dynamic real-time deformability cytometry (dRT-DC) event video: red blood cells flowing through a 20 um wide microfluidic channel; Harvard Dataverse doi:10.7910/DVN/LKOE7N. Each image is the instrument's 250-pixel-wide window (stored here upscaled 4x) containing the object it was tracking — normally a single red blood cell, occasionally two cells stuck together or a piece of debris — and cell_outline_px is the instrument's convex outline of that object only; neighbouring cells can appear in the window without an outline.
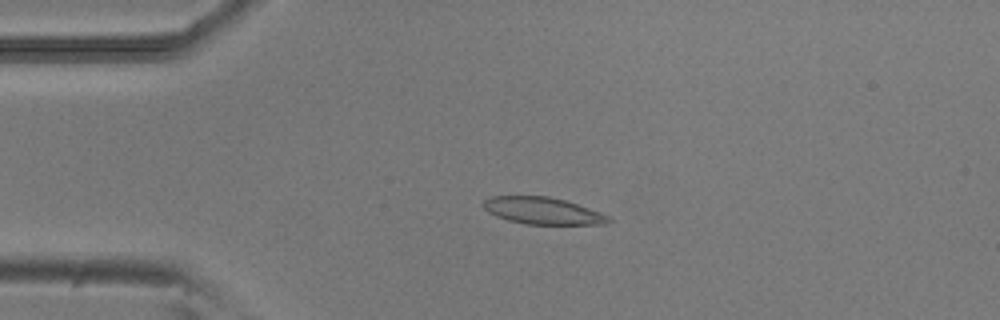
{"species": "common noctule bat (a hibernating species)", "species_latin": "Nyctalus noctula", "temperature_condition": "room temperature", "stored_images_in_passage": 51, "camera_frame_rate_fps": 3000, "um_per_image_px": 0.085, "animal": {"sex": "male", "body_mass_g": 20.5, "forearm_length_mm": 52.5}, "frame": {"image": 1, "passage_image": 11, "time_ms": 3.333, "image_size_px": [1000, 320], "cell_outline_px": [[612, 220], [608, 224], [528, 224], [508, 220], [496, 216], [488, 212], [484, 208], [484, 200], [492, 196], [548, 196], [564, 200], [600, 212], [608, 216]], "centroid_in_image_um": [46.13, 17.92], "position_along_channel_um": 38.9, "area_um2": 19.42}}
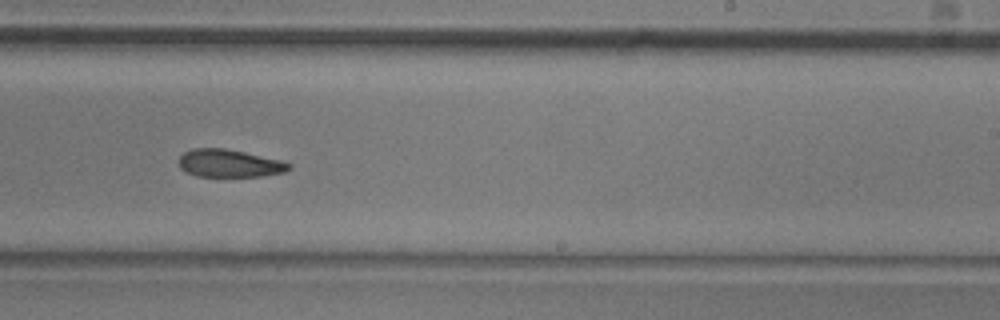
{"frame": {"image": 2, "passage_image": 31, "time_ms": 10.0, "image_size_px": [1000, 320], "cell_outline_px": [[292, 168], [284, 172], [264, 176], [196, 176], [180, 168], [180, 156], [184, 152], [192, 148], [224, 148], [244, 152], [280, 160], [292, 164]], "centroid_in_image_um": [19.52, 13.88], "position_along_channel_um": 269.5, "area_um2": 17.69}}
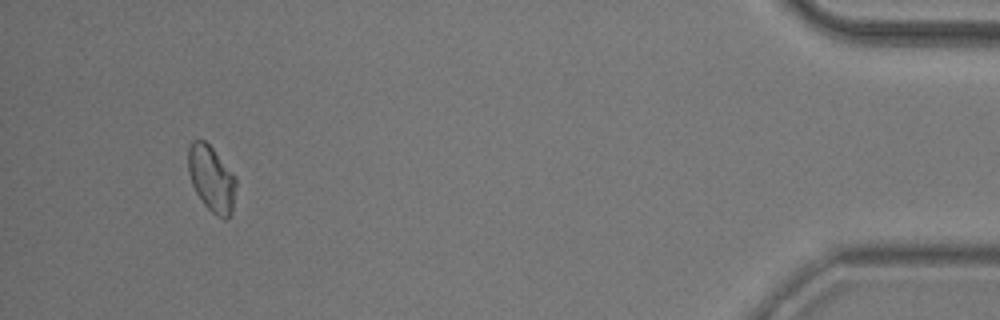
{"frame": {"image": 3, "passage_image": 48, "time_ms": 15.667, "image_size_px": [1000, 320], "cell_outline_px": [[236, 188], [232, 212], [224, 220], [212, 212], [204, 204], [196, 192], [192, 184], [188, 172], [188, 148], [192, 140], [204, 140], [212, 148], [236, 176]], "centroid_in_image_um": [17.98, 15.18], "position_along_channel_um": 417.2, "area_um2": 18.32}, "authors_computed_cell_mechanics": {"area_um2": 19.0162, "velocity_mm_per_s": 3.8725, "shape_relaxation_time_tau1_ms": 6.1814, "shape_relaxation_time_tau2_ms": 6.6031, "deformation_change_tau1": 0.1462, "deformation_change_tau2": 0.1201}}